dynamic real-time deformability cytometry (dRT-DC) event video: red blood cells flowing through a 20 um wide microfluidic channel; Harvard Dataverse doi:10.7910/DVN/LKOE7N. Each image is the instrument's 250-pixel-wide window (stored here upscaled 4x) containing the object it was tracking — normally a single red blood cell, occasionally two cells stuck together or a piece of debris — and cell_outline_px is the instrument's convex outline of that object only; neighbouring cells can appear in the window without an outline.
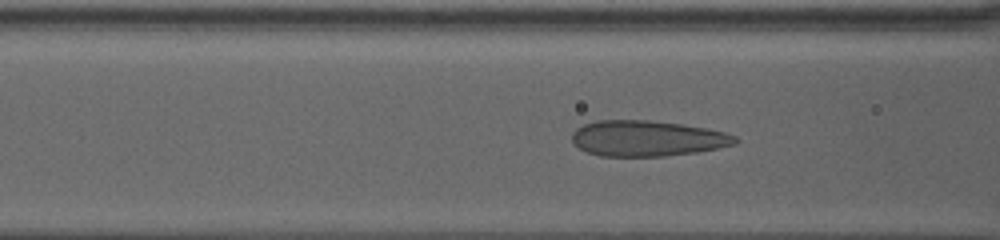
{"species": "human", "species_latin": "Homo sapiens", "temperature_condition": "warm", "stored_images_in_passage": 51, "camera_frame_rate_fps": 3000, "um_per_image_px": 0.085, "donor": {"sex": "female"}, "frame": {"image": 1, "passage_image": 10, "time_ms": 3.0, "image_size_px": [1000, 240], "cell_outline_px": [[740, 140], [736, 144], [696, 152], [664, 156], [600, 156], [588, 152], [580, 148], [572, 140], [572, 132], [576, 128], [584, 124], [596, 120], [648, 120], [680, 124], [704, 128], [724, 132], [736, 136]], "centroid_in_image_um": [55.0, 11.76], "position_along_channel_um": 111.6, "area_um2": 33.81}}
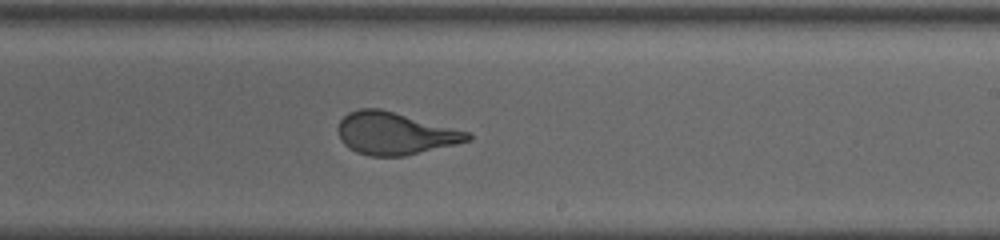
{"frame": {"image": 2, "passage_image": 25, "time_ms": 8.0, "image_size_px": [1000, 240], "cell_outline_px": [[472, 140], [456, 144], [404, 156], [368, 156], [356, 152], [348, 148], [340, 140], [336, 128], [340, 120], [348, 112], [360, 108], [380, 108], [472, 132]], "centroid_in_image_um": [33.56, 11.34], "position_along_channel_um": 255.4, "area_um2": 32.37}}
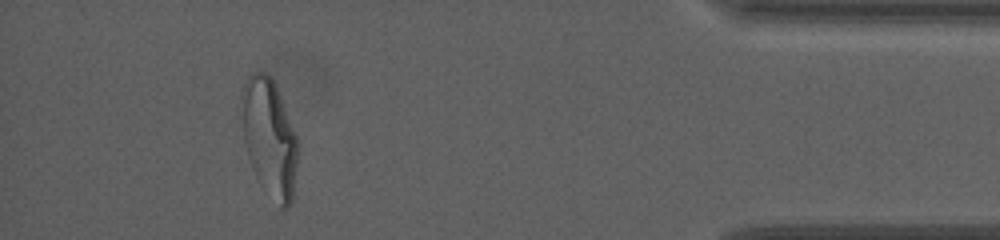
{"frame": {"image": 3, "passage_image": 46, "time_ms": 15.0, "image_size_px": [1000, 240], "cell_outline_px": [[300, 144], [292, 200], [288, 208], [280, 208], [260, 184], [252, 168], [248, 156], [244, 140], [240, 100], [240, 92], [248, 76], [252, 72], [268, 72], [272, 76], [296, 132]], "centroid_in_image_um": [22.91, 11.67], "position_along_channel_um": 412.3, "area_um2": 39.3}, "authors_computed_cell_mechanics": {"area_um2": 33.1772, "velocity_mm_per_s": 2.8769, "shape_relaxation_time_tau1_ms": 10.5301, "shape_relaxation_time_tau2_ms": null, "deformation_change_tau1": 0.2831, "deformation_change_tau2": null}}